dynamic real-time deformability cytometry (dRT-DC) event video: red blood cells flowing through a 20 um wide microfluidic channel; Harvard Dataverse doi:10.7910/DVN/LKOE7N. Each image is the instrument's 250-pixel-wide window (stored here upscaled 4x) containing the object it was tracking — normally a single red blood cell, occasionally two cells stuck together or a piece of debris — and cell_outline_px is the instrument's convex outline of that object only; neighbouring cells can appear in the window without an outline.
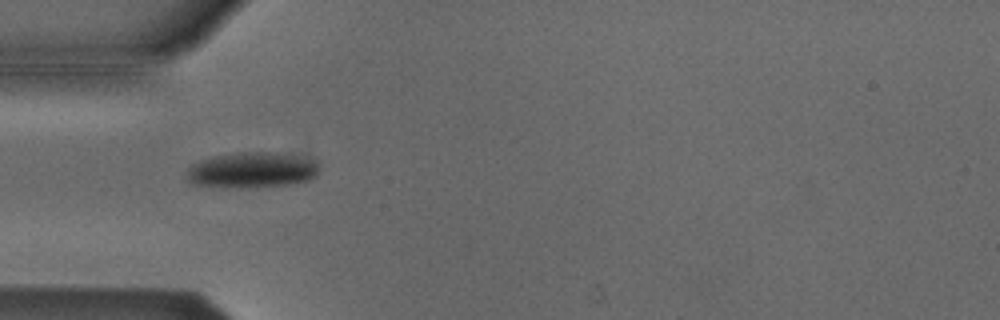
{"species": "Egyptian fruit bat (a non-hibernating species)", "species_latin": "Rousettus aegyptiacus", "temperature_condition": "cold", "stored_images_in_passage": 28, "camera_frame_rate_fps": 3000, "um_per_image_px": 0.085, "animal": {"sex": "male"}, "frame": {"image": 1, "passage_image": 1, "time_ms": 0.0, "image_size_px": [1000, 320], "cell_outline_px": [[316, 176], [308, 180], [288, 184], [240, 188], [192, 184], [188, 180], [188, 168], [192, 164], [200, 160], [212, 156], [240, 152], [276, 152], [316, 160]], "centroid_in_image_um": [21.38, 14.44], "position_along_channel_um": 63.6, "area_um2": 27.22}}
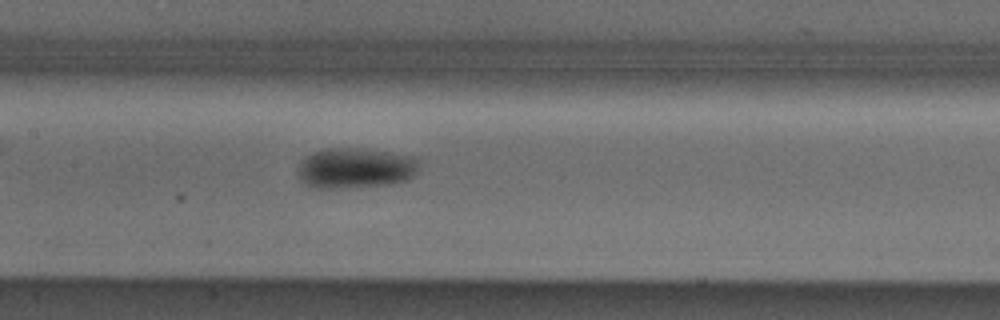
{"frame": {"image": 2, "passage_image": 10, "time_ms": 3.0, "image_size_px": [1000, 320], "cell_outline_px": [[420, 172], [416, 176], [408, 180], [392, 184], [332, 188], [316, 188], [300, 180], [296, 172], [304, 156], [312, 152], [324, 148], [356, 148], [416, 156], [420, 160]], "centroid_in_image_um": [30.26, 14.28], "position_along_channel_um": 177.1, "area_um2": 29.02}}
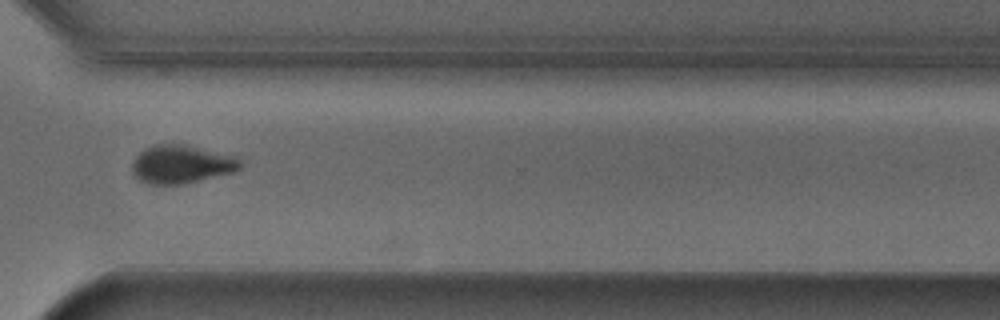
{"frame": {"image": 3, "passage_image": 24, "time_ms": 7.667, "image_size_px": [1000, 320], "cell_outline_px": [[244, 164], [236, 172], [184, 184], [148, 184], [140, 180], [132, 172], [132, 164], [136, 156], [144, 148], [156, 144], [188, 144], [236, 156]], "centroid_in_image_um": [15.47, 13.95], "position_along_channel_um": 355.1, "area_um2": 24.51}, "authors_computed_cell_mechanics": {"area_um2": 26.6458, "velocity_mm_per_s": 3.8144, "shape_relaxation_time_tau1_ms": 2.9919, "shape_relaxation_time_tau2_ms": null, "deformation_change_tau1": 0.1149, "deformation_change_tau2": null}}